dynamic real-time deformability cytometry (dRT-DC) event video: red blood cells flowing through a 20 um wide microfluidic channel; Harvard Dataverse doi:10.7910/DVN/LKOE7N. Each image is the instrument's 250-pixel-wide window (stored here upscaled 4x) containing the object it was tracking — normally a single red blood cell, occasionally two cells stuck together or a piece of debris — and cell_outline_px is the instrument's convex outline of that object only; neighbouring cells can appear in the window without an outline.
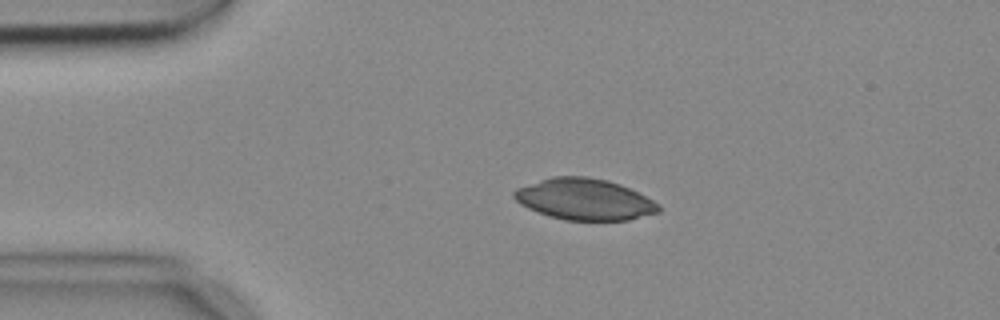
{"species": "common noctule bat (a hibernating species)", "species_latin": "Nyctalus noctula", "temperature_condition": "cold", "stored_images_in_passage": 2, "camera_frame_rate_fps": 3000, "um_per_image_px": 0.085, "animal": {"sex": "female", "body_mass_g": 18.4}, "frame": {"image": 1, "passage_image": 1, "time_ms": 0.0, "image_size_px": [1000, 320], "cell_outline_px": [[660, 212], [628, 220], [564, 220], [548, 216], [528, 208], [520, 204], [512, 196], [512, 192], [516, 188], [552, 176], [588, 176], [608, 180], [620, 184], [660, 204]], "centroid_in_image_um": [49.66, 16.94], "position_along_channel_um": 35.3, "area_um2": 34.8}}